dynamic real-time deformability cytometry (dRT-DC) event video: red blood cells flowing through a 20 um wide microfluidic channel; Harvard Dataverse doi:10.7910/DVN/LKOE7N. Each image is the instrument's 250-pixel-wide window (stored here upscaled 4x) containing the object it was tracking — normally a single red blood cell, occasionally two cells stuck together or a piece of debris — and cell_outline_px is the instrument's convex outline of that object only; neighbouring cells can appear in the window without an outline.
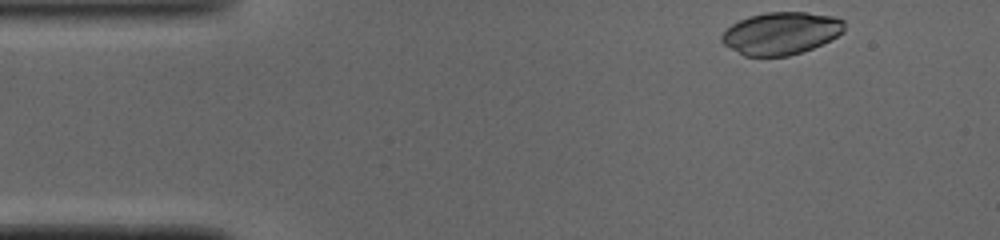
{"species": "common noctule bat (a hibernating species)", "species_latin": "Nyctalus noctula", "temperature_condition": "cold", "stored_images_in_passage": 44, "camera_frame_rate_fps": 3000, "um_per_image_px": 0.085, "animal": {"sex": "male", "body_mass_g": 19.0, "forearm_length_mm": 50.8}, "frame": {"image": 1, "passage_image": 1, "time_ms": 0.0, "image_size_px": [1000, 240], "cell_outline_px": [[844, 32], [812, 48], [788, 56], [744, 56], [724, 44], [720, 40], [720, 36], [732, 24], [748, 16], [764, 12], [804, 12], [836, 16], [844, 20]], "centroid_in_image_um": [66.38, 2.81], "position_along_channel_um": 18.6, "area_um2": 30.23}}